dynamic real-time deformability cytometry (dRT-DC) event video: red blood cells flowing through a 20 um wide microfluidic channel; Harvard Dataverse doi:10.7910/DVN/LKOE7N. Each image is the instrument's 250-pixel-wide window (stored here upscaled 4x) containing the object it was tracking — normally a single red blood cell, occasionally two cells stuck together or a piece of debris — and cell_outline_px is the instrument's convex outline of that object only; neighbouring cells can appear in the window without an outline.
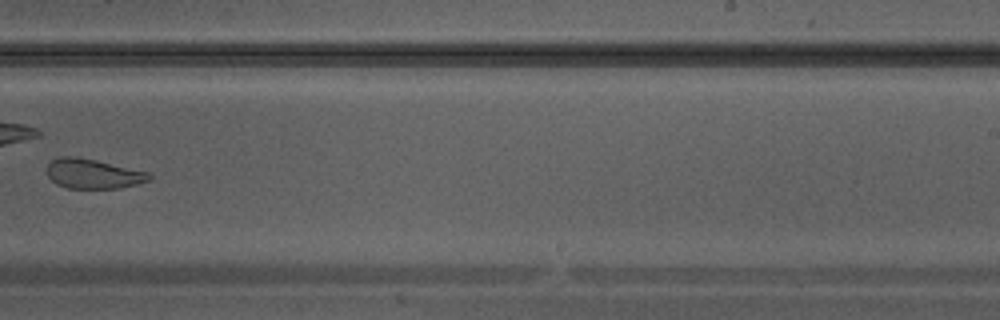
{"species": "Egyptian fruit bat (a non-hibernating species)", "species_latin": "Rousettus aegyptiacus", "temperature_condition": "warm", "stored_images_in_passage": 32, "camera_frame_rate_fps": 3000, "um_per_image_px": 0.085, "animal": {"sex": "male"}, "frame": {"image": 1, "passage_image": 23, "time_ms": 7.333, "image_size_px": [1000, 320], "cell_outline_px": [[152, 180], [120, 188], [68, 188], [56, 184], [48, 176], [48, 164], [52, 160], [60, 156], [76, 156], [96, 160], [148, 172], [152, 176]], "centroid_in_image_um": [7.92, 14.77], "position_along_channel_um": 281.1, "area_um2": 17.63}}